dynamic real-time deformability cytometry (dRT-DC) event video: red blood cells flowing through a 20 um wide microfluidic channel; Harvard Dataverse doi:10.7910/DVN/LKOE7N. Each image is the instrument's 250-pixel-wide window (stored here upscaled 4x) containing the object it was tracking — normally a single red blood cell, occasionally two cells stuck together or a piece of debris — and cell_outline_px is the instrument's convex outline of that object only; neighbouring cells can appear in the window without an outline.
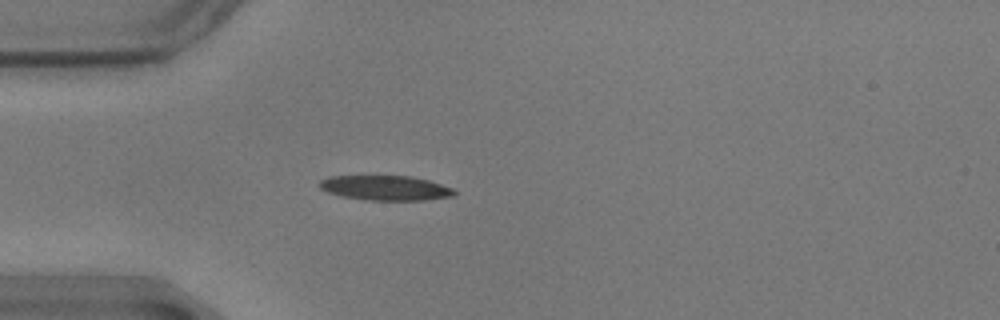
{"species": "common noctule bat (a hibernating species)", "species_latin": "Nyctalus noctula", "temperature_condition": "warm", "stored_images_in_passage": 6, "camera_frame_rate_fps": 3000, "um_per_image_px": 0.085, "animal": {"sex": "male", "body_mass_g": 17.9}, "frame": {"image": 1, "passage_image": 1, "time_ms": 0.0, "image_size_px": [1000, 320], "cell_outline_px": [[456, 196], [424, 200], [368, 200], [340, 196], [328, 192], [320, 188], [320, 180], [328, 176], [412, 176], [428, 180], [452, 188], [456, 192]], "centroid_in_image_um": [32.77, 15.97], "position_along_channel_um": 52.2, "area_um2": 19.48}}